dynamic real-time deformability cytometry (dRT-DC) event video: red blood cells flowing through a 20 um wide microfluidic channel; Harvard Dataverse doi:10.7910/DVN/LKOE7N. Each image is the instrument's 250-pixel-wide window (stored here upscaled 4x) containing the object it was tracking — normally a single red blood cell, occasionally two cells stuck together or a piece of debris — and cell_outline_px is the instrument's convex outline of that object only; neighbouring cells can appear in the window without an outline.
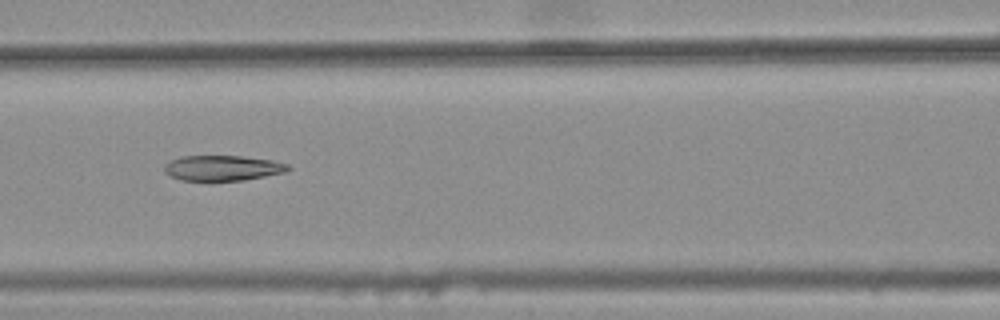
{"species": "common noctule bat (a hibernating species)", "species_latin": "Nyctalus noctula", "temperature_condition": "warm", "stored_images_in_passage": 7, "camera_frame_rate_fps": 3000, "um_per_image_px": 0.085, "animal": {"sex": "female", "body_mass_g": 25.1}, "frame": {"image": 1, "passage_image": 6, "time_ms": 1.667, "image_size_px": [1000, 320], "cell_outline_px": [[292, 168], [288, 172], [244, 180], [212, 184], [180, 180], [168, 176], [164, 172], [164, 164], [168, 160], [180, 156], [240, 156], [272, 160], [288, 164]], "centroid_in_image_um": [18.86, 14.33], "position_along_channel_um": 147.7, "area_um2": 19.42}}
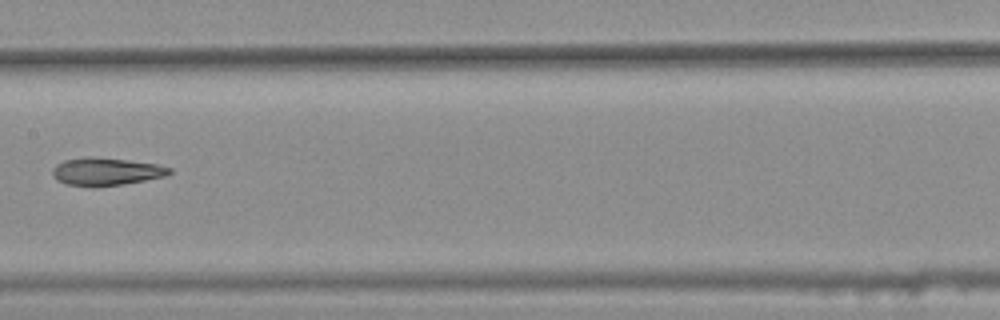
{"frame": {"image": 2, "passage_image": 7, "time_ms": 2.0, "image_size_px": [1000, 320], "cell_outline_px": [[172, 172], [164, 176], [144, 180], [120, 184], [64, 184], [56, 180], [52, 176], [52, 168], [56, 164], [64, 160], [88, 156], [92, 156], [128, 160], [156, 164], [172, 168]], "centroid_in_image_um": [8.99, 14.54], "position_along_channel_um": 198.4, "area_um2": 18.32}}